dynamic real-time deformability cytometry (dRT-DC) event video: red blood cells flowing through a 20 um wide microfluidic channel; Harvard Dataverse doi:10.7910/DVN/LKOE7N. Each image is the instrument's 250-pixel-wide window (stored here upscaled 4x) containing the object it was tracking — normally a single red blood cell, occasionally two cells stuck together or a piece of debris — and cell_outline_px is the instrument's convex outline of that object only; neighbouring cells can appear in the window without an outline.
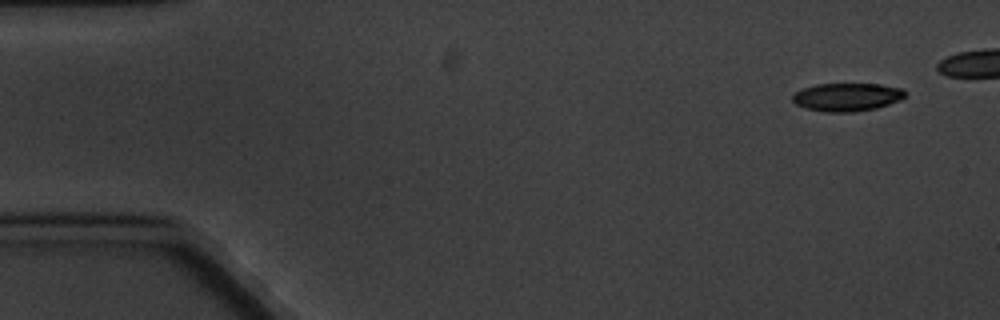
{"species": "common noctule bat (a hibernating species)", "species_latin": "Nyctalus noctula", "temperature_condition": "cold", "stored_images_in_passage": 8, "camera_frame_rate_fps": 3000, "um_per_image_px": 0.085, "animal": {"sex": "male", "body_mass_g": 20.1, "forearm_length_mm": 53.5}, "frame": {"image": 1, "passage_image": 1, "time_ms": 0.0, "image_size_px": [1000, 320], "cell_outline_px": [[904, 96], [900, 100], [876, 108], [852, 112], [824, 112], [804, 108], [796, 104], [792, 100], [792, 96], [796, 92], [804, 88], [816, 84], [880, 84], [904, 88]], "centroid_in_image_um": [71.98, 8.25], "position_along_channel_um": 13.0, "area_um2": 18.44}}